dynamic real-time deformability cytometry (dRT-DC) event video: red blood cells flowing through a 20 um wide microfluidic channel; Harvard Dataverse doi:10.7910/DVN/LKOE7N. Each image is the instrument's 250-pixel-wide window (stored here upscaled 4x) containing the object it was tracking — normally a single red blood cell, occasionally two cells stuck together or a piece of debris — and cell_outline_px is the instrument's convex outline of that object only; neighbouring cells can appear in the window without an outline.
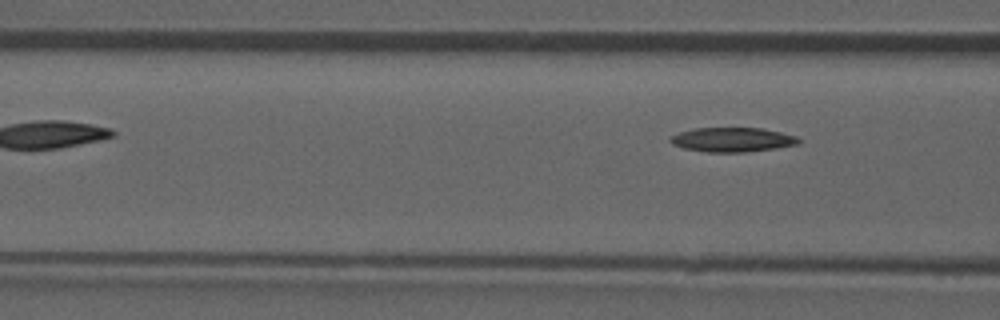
{"species": "common noctule bat (a hibernating species)", "species_latin": "Nyctalus noctula", "temperature_condition": "room temperature", "stored_images_in_passage": 6, "camera_frame_rate_fps": 3000, "um_per_image_px": 0.085, "animal": {"sex": "male", "forearm_length_mm": 52.5}, "frame": {"image": 1, "passage_image": 6, "time_ms": 6.0, "image_size_px": [1000, 320], "cell_outline_px": [[800, 144], [776, 148], [744, 152], [708, 152], [684, 148], [672, 144], [668, 140], [668, 136], [692, 128], [760, 128], [780, 132], [796, 136], [800, 140]], "centroid_in_image_um": [62.22, 11.87], "position_along_channel_um": 104.4, "area_um2": 18.26}}